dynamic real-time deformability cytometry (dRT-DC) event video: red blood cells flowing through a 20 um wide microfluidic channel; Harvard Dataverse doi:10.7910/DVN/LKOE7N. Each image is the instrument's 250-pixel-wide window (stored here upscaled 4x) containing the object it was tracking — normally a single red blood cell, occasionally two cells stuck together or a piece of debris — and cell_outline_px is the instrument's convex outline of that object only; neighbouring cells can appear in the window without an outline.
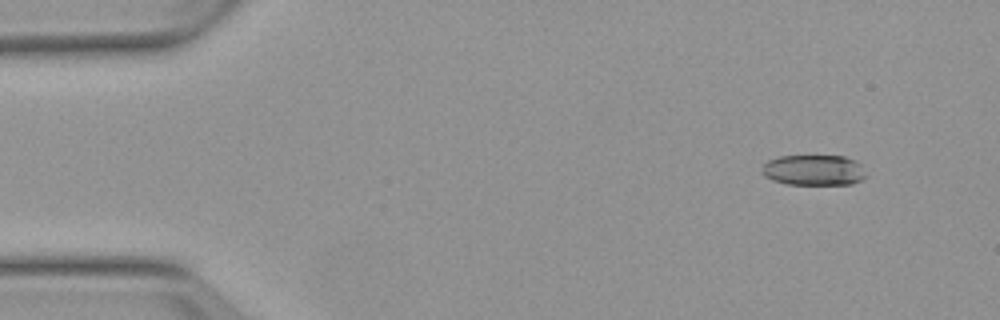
{"species": "Egyptian fruit bat (a non-hibernating species)", "species_latin": "Rousettus aegyptiacus", "temperature_condition": "warm", "stored_images_in_passage": 4, "camera_frame_rate_fps": 3000, "um_per_image_px": 0.085, "animal": {"sex": "female"}, "frame": {"image": 1, "passage_image": 1, "time_ms": 0.0, "image_size_px": [1000, 320], "cell_outline_px": [[868, 176], [852, 184], [788, 184], [772, 180], [764, 176], [760, 172], [764, 164], [768, 160], [780, 156], [844, 156], [856, 160], [860, 164]], "centroid_in_image_um": [69.17, 14.46], "position_along_channel_um": 15.8, "area_um2": 18.67}}
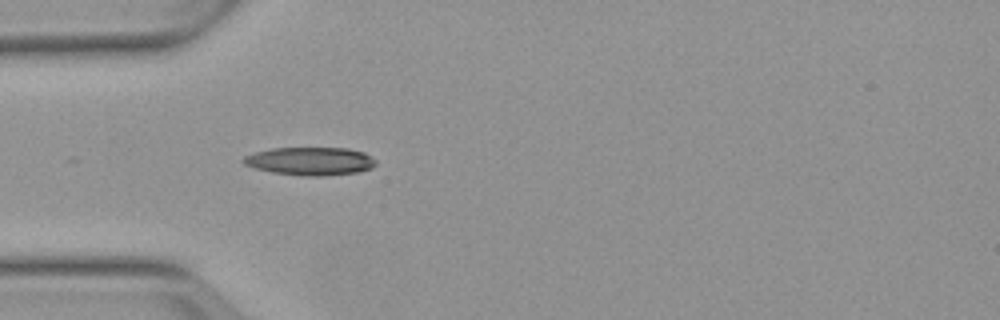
{"frame": {"image": 2, "passage_image": 4, "time_ms": 3.667, "image_size_px": [1000, 320], "cell_outline_px": [[376, 164], [372, 168], [356, 172], [324, 176], [304, 176], [272, 172], [256, 168], [244, 164], [240, 160], [244, 156], [256, 152], [272, 148], [348, 148], [364, 152], [376, 160]], "centroid_in_image_um": [26.37, 13.69], "position_along_channel_um": 58.6, "area_um2": 21.68}}